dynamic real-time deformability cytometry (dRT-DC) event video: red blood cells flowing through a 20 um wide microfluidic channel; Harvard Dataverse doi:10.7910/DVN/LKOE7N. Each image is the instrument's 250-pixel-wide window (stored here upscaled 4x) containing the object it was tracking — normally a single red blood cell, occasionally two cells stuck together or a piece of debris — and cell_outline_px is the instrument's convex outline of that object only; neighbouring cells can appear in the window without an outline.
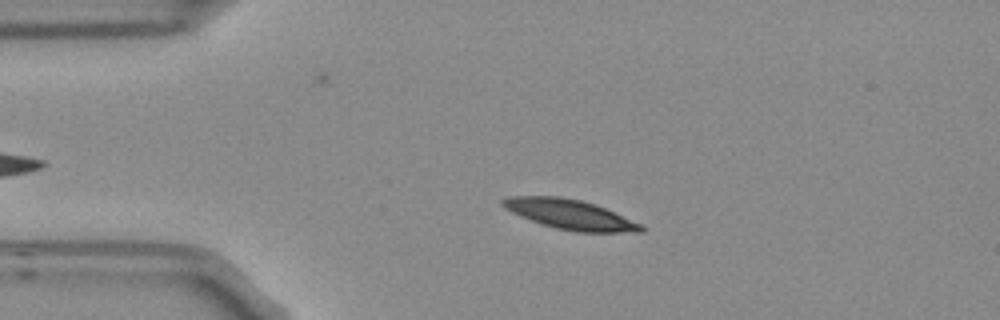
{"species": "Egyptian fruit bat (a non-hibernating species)", "species_latin": "Rousettus aegyptiacus", "temperature_condition": "room temperature", "stored_images_in_passage": 3, "camera_frame_rate_fps": 3000, "um_per_image_px": 0.085, "frame": {"image": 1, "passage_image": 2, "time_ms": 0.333, "image_size_px": [1000, 320], "cell_outline_px": [[644, 232], [576, 232], [556, 228], [540, 224], [520, 216], [504, 208], [500, 204], [500, 200], [508, 196], [560, 196], [580, 200], [596, 204], [640, 224], [644, 228]], "centroid_in_image_um": [48.39, 18.22], "position_along_channel_um": 36.6, "area_um2": 23.99}}